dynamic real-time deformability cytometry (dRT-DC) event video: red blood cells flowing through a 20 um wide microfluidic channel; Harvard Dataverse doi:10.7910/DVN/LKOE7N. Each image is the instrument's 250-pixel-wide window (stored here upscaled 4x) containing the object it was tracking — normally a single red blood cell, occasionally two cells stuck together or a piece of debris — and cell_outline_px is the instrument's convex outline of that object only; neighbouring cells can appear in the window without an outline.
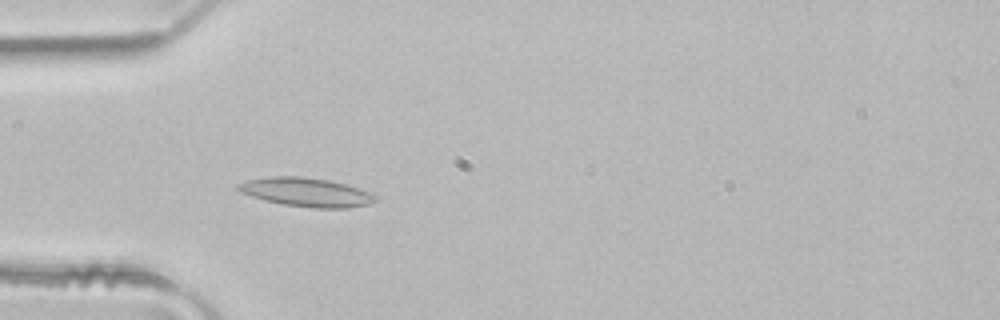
{"species": "common noctule bat (a hibernating species)", "species_latin": "Nyctalus noctula", "temperature_condition": "room temperature", "stored_images_in_passage": 3, "camera_frame_rate_fps": 3000, "um_per_image_px": 0.085, "animal": {"sex": "male", "body_mass_g": 21.5, "forearm_length_mm": 52.0}, "frame": {"image": 1, "passage_image": 3, "time_ms": 0.667, "image_size_px": [1000, 320], "cell_outline_px": [[376, 200], [372, 204], [348, 208], [312, 208], [284, 204], [252, 196], [240, 192], [236, 188], [236, 184], [248, 180], [272, 176], [300, 176], [328, 180], [344, 184], [372, 192], [376, 196]], "centroid_in_image_um": [26.07, 16.34], "position_along_channel_um": 58.9, "area_um2": 22.95}}